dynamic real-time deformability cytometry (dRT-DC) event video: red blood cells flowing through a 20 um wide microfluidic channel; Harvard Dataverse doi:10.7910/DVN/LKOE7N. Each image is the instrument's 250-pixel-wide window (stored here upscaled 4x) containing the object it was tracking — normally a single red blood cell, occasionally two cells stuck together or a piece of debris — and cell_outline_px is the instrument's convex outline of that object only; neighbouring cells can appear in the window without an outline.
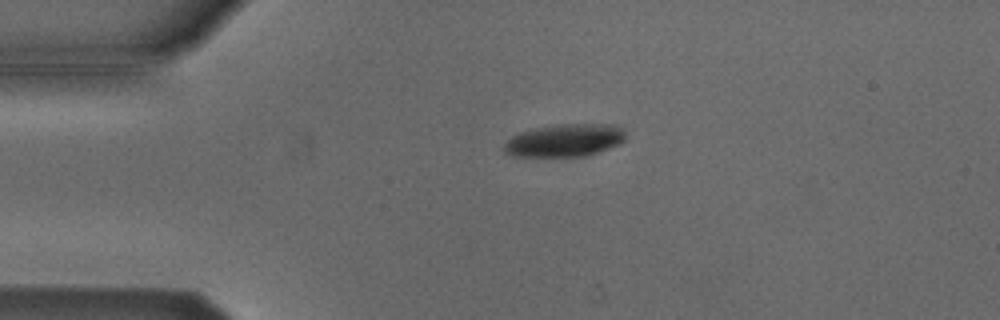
{"species": "Egyptian fruit bat (a non-hibernating species)", "species_latin": "Rousettus aegyptiacus", "temperature_condition": "cold", "stored_images_in_passage": 4, "camera_frame_rate_fps": 3000, "um_per_image_px": 0.085, "animal": {"sex": "male"}, "frame": {"image": 1, "passage_image": 3, "time_ms": 0.667, "image_size_px": [1000, 320], "cell_outline_px": [[624, 140], [616, 144], [596, 152], [584, 156], [512, 156], [504, 152], [504, 144], [512, 136], [520, 132], [536, 128], [556, 124], [620, 124], [624, 128]], "centroid_in_image_um": [47.99, 11.91], "position_along_channel_um": 37.0, "area_um2": 22.95}}